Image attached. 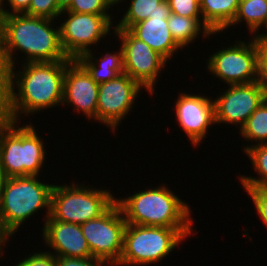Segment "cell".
Returning <instances> with one entry per match:
<instances>
[{
	"label": "cell",
	"mask_w": 267,
	"mask_h": 266,
	"mask_svg": "<svg viewBox=\"0 0 267 266\" xmlns=\"http://www.w3.org/2000/svg\"><path fill=\"white\" fill-rule=\"evenodd\" d=\"M70 61L26 62L18 73L12 66L7 120L18 123L20 114L27 116L62 104L64 75Z\"/></svg>",
	"instance_id": "obj_1"
},
{
	"label": "cell",
	"mask_w": 267,
	"mask_h": 266,
	"mask_svg": "<svg viewBox=\"0 0 267 266\" xmlns=\"http://www.w3.org/2000/svg\"><path fill=\"white\" fill-rule=\"evenodd\" d=\"M52 22L25 13L0 15V36L11 67L17 63L13 54L18 50L25 53L27 63L72 60L62 48L59 26L52 28Z\"/></svg>",
	"instance_id": "obj_2"
},
{
	"label": "cell",
	"mask_w": 267,
	"mask_h": 266,
	"mask_svg": "<svg viewBox=\"0 0 267 266\" xmlns=\"http://www.w3.org/2000/svg\"><path fill=\"white\" fill-rule=\"evenodd\" d=\"M164 185L115 199L127 224L192 228L189 205Z\"/></svg>",
	"instance_id": "obj_3"
},
{
	"label": "cell",
	"mask_w": 267,
	"mask_h": 266,
	"mask_svg": "<svg viewBox=\"0 0 267 266\" xmlns=\"http://www.w3.org/2000/svg\"><path fill=\"white\" fill-rule=\"evenodd\" d=\"M43 144L32 124L0 122V166L6 177L38 176L46 158Z\"/></svg>",
	"instance_id": "obj_4"
},
{
	"label": "cell",
	"mask_w": 267,
	"mask_h": 266,
	"mask_svg": "<svg viewBox=\"0 0 267 266\" xmlns=\"http://www.w3.org/2000/svg\"><path fill=\"white\" fill-rule=\"evenodd\" d=\"M193 228H167L126 224L123 252L115 266H137L160 262L185 239Z\"/></svg>",
	"instance_id": "obj_5"
},
{
	"label": "cell",
	"mask_w": 267,
	"mask_h": 266,
	"mask_svg": "<svg viewBox=\"0 0 267 266\" xmlns=\"http://www.w3.org/2000/svg\"><path fill=\"white\" fill-rule=\"evenodd\" d=\"M54 185L42 183L38 176L7 178L0 201V212L6 228L14 234L21 224L40 208H46V218L50 216L51 194Z\"/></svg>",
	"instance_id": "obj_6"
},
{
	"label": "cell",
	"mask_w": 267,
	"mask_h": 266,
	"mask_svg": "<svg viewBox=\"0 0 267 266\" xmlns=\"http://www.w3.org/2000/svg\"><path fill=\"white\" fill-rule=\"evenodd\" d=\"M83 185H54L51 194V211L46 220H58L81 225L104 214L114 203L109 190Z\"/></svg>",
	"instance_id": "obj_7"
},
{
	"label": "cell",
	"mask_w": 267,
	"mask_h": 266,
	"mask_svg": "<svg viewBox=\"0 0 267 266\" xmlns=\"http://www.w3.org/2000/svg\"><path fill=\"white\" fill-rule=\"evenodd\" d=\"M253 39V40H252ZM234 42L209 57L208 71L228 85L248 84L262 80L257 44L252 38ZM251 41V42H250Z\"/></svg>",
	"instance_id": "obj_8"
},
{
	"label": "cell",
	"mask_w": 267,
	"mask_h": 266,
	"mask_svg": "<svg viewBox=\"0 0 267 266\" xmlns=\"http://www.w3.org/2000/svg\"><path fill=\"white\" fill-rule=\"evenodd\" d=\"M124 216L115 202L100 217L82 223L81 229L86 238L92 257L100 258L115 266L123 252Z\"/></svg>",
	"instance_id": "obj_9"
},
{
	"label": "cell",
	"mask_w": 267,
	"mask_h": 266,
	"mask_svg": "<svg viewBox=\"0 0 267 266\" xmlns=\"http://www.w3.org/2000/svg\"><path fill=\"white\" fill-rule=\"evenodd\" d=\"M68 14L59 26L60 41L68 58L76 60L79 56L90 51V46L99 44L100 40L110 34L111 15H95L75 13L64 10L61 14Z\"/></svg>",
	"instance_id": "obj_10"
},
{
	"label": "cell",
	"mask_w": 267,
	"mask_h": 266,
	"mask_svg": "<svg viewBox=\"0 0 267 266\" xmlns=\"http://www.w3.org/2000/svg\"><path fill=\"white\" fill-rule=\"evenodd\" d=\"M121 39L124 59V73L137 81L149 94L154 93L155 83L161 69L168 62L144 41L136 38L127 29H113Z\"/></svg>",
	"instance_id": "obj_11"
},
{
	"label": "cell",
	"mask_w": 267,
	"mask_h": 266,
	"mask_svg": "<svg viewBox=\"0 0 267 266\" xmlns=\"http://www.w3.org/2000/svg\"><path fill=\"white\" fill-rule=\"evenodd\" d=\"M228 87L223 95L213 100L215 124L231 123L241 129L267 98V83L260 80Z\"/></svg>",
	"instance_id": "obj_12"
},
{
	"label": "cell",
	"mask_w": 267,
	"mask_h": 266,
	"mask_svg": "<svg viewBox=\"0 0 267 266\" xmlns=\"http://www.w3.org/2000/svg\"><path fill=\"white\" fill-rule=\"evenodd\" d=\"M143 87L128 74L99 84L97 97V120L112 129L113 133L122 119L133 108L135 98Z\"/></svg>",
	"instance_id": "obj_13"
},
{
	"label": "cell",
	"mask_w": 267,
	"mask_h": 266,
	"mask_svg": "<svg viewBox=\"0 0 267 266\" xmlns=\"http://www.w3.org/2000/svg\"><path fill=\"white\" fill-rule=\"evenodd\" d=\"M176 120L193 146L206 138L210 125L215 124L213 101L205 96L179 94L175 105Z\"/></svg>",
	"instance_id": "obj_14"
},
{
	"label": "cell",
	"mask_w": 267,
	"mask_h": 266,
	"mask_svg": "<svg viewBox=\"0 0 267 266\" xmlns=\"http://www.w3.org/2000/svg\"><path fill=\"white\" fill-rule=\"evenodd\" d=\"M98 88L87 70L77 60H71L64 75L62 104H71L75 111L97 120Z\"/></svg>",
	"instance_id": "obj_15"
},
{
	"label": "cell",
	"mask_w": 267,
	"mask_h": 266,
	"mask_svg": "<svg viewBox=\"0 0 267 266\" xmlns=\"http://www.w3.org/2000/svg\"><path fill=\"white\" fill-rule=\"evenodd\" d=\"M46 246L53 249L55 257L90 258L91 251L81 226L58 220H45L42 229Z\"/></svg>",
	"instance_id": "obj_16"
},
{
	"label": "cell",
	"mask_w": 267,
	"mask_h": 266,
	"mask_svg": "<svg viewBox=\"0 0 267 266\" xmlns=\"http://www.w3.org/2000/svg\"><path fill=\"white\" fill-rule=\"evenodd\" d=\"M171 13H156L149 18L134 24L129 31L139 40L144 41L155 52L167 61L181 47L172 38L168 28V17Z\"/></svg>",
	"instance_id": "obj_17"
},
{
	"label": "cell",
	"mask_w": 267,
	"mask_h": 266,
	"mask_svg": "<svg viewBox=\"0 0 267 266\" xmlns=\"http://www.w3.org/2000/svg\"><path fill=\"white\" fill-rule=\"evenodd\" d=\"M93 56L94 55L90 50L86 54L79 56L76 60L87 70L96 83L100 84L110 81L124 73V59L121 45L120 50L117 53L107 52V54L102 55L100 60ZM95 61L97 63H95Z\"/></svg>",
	"instance_id": "obj_18"
},
{
	"label": "cell",
	"mask_w": 267,
	"mask_h": 266,
	"mask_svg": "<svg viewBox=\"0 0 267 266\" xmlns=\"http://www.w3.org/2000/svg\"><path fill=\"white\" fill-rule=\"evenodd\" d=\"M241 0H202L203 22L214 32L226 29L234 20Z\"/></svg>",
	"instance_id": "obj_19"
},
{
	"label": "cell",
	"mask_w": 267,
	"mask_h": 266,
	"mask_svg": "<svg viewBox=\"0 0 267 266\" xmlns=\"http://www.w3.org/2000/svg\"><path fill=\"white\" fill-rule=\"evenodd\" d=\"M167 21L172 38L181 48L192 43L200 35L201 31L204 33L202 36H207V38L212 34H217L201 18L184 17L171 13Z\"/></svg>",
	"instance_id": "obj_20"
},
{
	"label": "cell",
	"mask_w": 267,
	"mask_h": 266,
	"mask_svg": "<svg viewBox=\"0 0 267 266\" xmlns=\"http://www.w3.org/2000/svg\"><path fill=\"white\" fill-rule=\"evenodd\" d=\"M119 0L116 4H119ZM124 1V0H123ZM130 5L120 22L113 29L129 30L134 24L149 18L156 13H171L167 0H130Z\"/></svg>",
	"instance_id": "obj_21"
},
{
	"label": "cell",
	"mask_w": 267,
	"mask_h": 266,
	"mask_svg": "<svg viewBox=\"0 0 267 266\" xmlns=\"http://www.w3.org/2000/svg\"><path fill=\"white\" fill-rule=\"evenodd\" d=\"M246 21L249 32L257 34L259 29L266 25L267 0H241L234 20L228 26Z\"/></svg>",
	"instance_id": "obj_22"
},
{
	"label": "cell",
	"mask_w": 267,
	"mask_h": 266,
	"mask_svg": "<svg viewBox=\"0 0 267 266\" xmlns=\"http://www.w3.org/2000/svg\"><path fill=\"white\" fill-rule=\"evenodd\" d=\"M244 152L251 160L259 178L241 175L240 182L244 188L267 187V143L244 147Z\"/></svg>",
	"instance_id": "obj_23"
},
{
	"label": "cell",
	"mask_w": 267,
	"mask_h": 266,
	"mask_svg": "<svg viewBox=\"0 0 267 266\" xmlns=\"http://www.w3.org/2000/svg\"><path fill=\"white\" fill-rule=\"evenodd\" d=\"M240 132L245 140H254L255 145L267 143V98L250 115Z\"/></svg>",
	"instance_id": "obj_24"
},
{
	"label": "cell",
	"mask_w": 267,
	"mask_h": 266,
	"mask_svg": "<svg viewBox=\"0 0 267 266\" xmlns=\"http://www.w3.org/2000/svg\"><path fill=\"white\" fill-rule=\"evenodd\" d=\"M115 4L114 0H72L66 10L75 13L110 15L109 8Z\"/></svg>",
	"instance_id": "obj_25"
},
{
	"label": "cell",
	"mask_w": 267,
	"mask_h": 266,
	"mask_svg": "<svg viewBox=\"0 0 267 266\" xmlns=\"http://www.w3.org/2000/svg\"><path fill=\"white\" fill-rule=\"evenodd\" d=\"M61 12L62 10L59 8L57 0H32L29 8L24 13L54 20L61 15Z\"/></svg>",
	"instance_id": "obj_26"
},
{
	"label": "cell",
	"mask_w": 267,
	"mask_h": 266,
	"mask_svg": "<svg viewBox=\"0 0 267 266\" xmlns=\"http://www.w3.org/2000/svg\"><path fill=\"white\" fill-rule=\"evenodd\" d=\"M171 13L190 18L202 16L200 4L195 0H167Z\"/></svg>",
	"instance_id": "obj_27"
},
{
	"label": "cell",
	"mask_w": 267,
	"mask_h": 266,
	"mask_svg": "<svg viewBox=\"0 0 267 266\" xmlns=\"http://www.w3.org/2000/svg\"><path fill=\"white\" fill-rule=\"evenodd\" d=\"M244 189L253 200L258 216L267 227V187Z\"/></svg>",
	"instance_id": "obj_28"
},
{
	"label": "cell",
	"mask_w": 267,
	"mask_h": 266,
	"mask_svg": "<svg viewBox=\"0 0 267 266\" xmlns=\"http://www.w3.org/2000/svg\"><path fill=\"white\" fill-rule=\"evenodd\" d=\"M14 266H56V257L49 251H40V253H34L29 255L28 258L18 261V264Z\"/></svg>",
	"instance_id": "obj_29"
},
{
	"label": "cell",
	"mask_w": 267,
	"mask_h": 266,
	"mask_svg": "<svg viewBox=\"0 0 267 266\" xmlns=\"http://www.w3.org/2000/svg\"><path fill=\"white\" fill-rule=\"evenodd\" d=\"M108 266V262L96 257H56V266Z\"/></svg>",
	"instance_id": "obj_30"
},
{
	"label": "cell",
	"mask_w": 267,
	"mask_h": 266,
	"mask_svg": "<svg viewBox=\"0 0 267 266\" xmlns=\"http://www.w3.org/2000/svg\"><path fill=\"white\" fill-rule=\"evenodd\" d=\"M253 38L258 47L260 75L267 82V34H254Z\"/></svg>",
	"instance_id": "obj_31"
},
{
	"label": "cell",
	"mask_w": 267,
	"mask_h": 266,
	"mask_svg": "<svg viewBox=\"0 0 267 266\" xmlns=\"http://www.w3.org/2000/svg\"><path fill=\"white\" fill-rule=\"evenodd\" d=\"M10 76H0V122L7 120L9 110Z\"/></svg>",
	"instance_id": "obj_32"
},
{
	"label": "cell",
	"mask_w": 267,
	"mask_h": 266,
	"mask_svg": "<svg viewBox=\"0 0 267 266\" xmlns=\"http://www.w3.org/2000/svg\"><path fill=\"white\" fill-rule=\"evenodd\" d=\"M11 7L10 11L1 8L0 15H9L15 13H24L28 8L32 0H7Z\"/></svg>",
	"instance_id": "obj_33"
},
{
	"label": "cell",
	"mask_w": 267,
	"mask_h": 266,
	"mask_svg": "<svg viewBox=\"0 0 267 266\" xmlns=\"http://www.w3.org/2000/svg\"><path fill=\"white\" fill-rule=\"evenodd\" d=\"M0 76H11V65L7 59L0 36Z\"/></svg>",
	"instance_id": "obj_34"
},
{
	"label": "cell",
	"mask_w": 267,
	"mask_h": 266,
	"mask_svg": "<svg viewBox=\"0 0 267 266\" xmlns=\"http://www.w3.org/2000/svg\"><path fill=\"white\" fill-rule=\"evenodd\" d=\"M10 236H12V234L6 228V226L4 225V222H3V219H2V215H1V212H0V257H1V255H3V251L1 249L4 246H6L5 244H7L6 242L10 239ZM1 246H3V247H1Z\"/></svg>",
	"instance_id": "obj_35"
},
{
	"label": "cell",
	"mask_w": 267,
	"mask_h": 266,
	"mask_svg": "<svg viewBox=\"0 0 267 266\" xmlns=\"http://www.w3.org/2000/svg\"><path fill=\"white\" fill-rule=\"evenodd\" d=\"M6 179H7V177H6L2 167L0 166V201H1L2 191H3V187H4V183H5Z\"/></svg>",
	"instance_id": "obj_36"
},
{
	"label": "cell",
	"mask_w": 267,
	"mask_h": 266,
	"mask_svg": "<svg viewBox=\"0 0 267 266\" xmlns=\"http://www.w3.org/2000/svg\"><path fill=\"white\" fill-rule=\"evenodd\" d=\"M71 2L72 0H57L58 6L62 11L66 10L70 6Z\"/></svg>",
	"instance_id": "obj_37"
},
{
	"label": "cell",
	"mask_w": 267,
	"mask_h": 266,
	"mask_svg": "<svg viewBox=\"0 0 267 266\" xmlns=\"http://www.w3.org/2000/svg\"><path fill=\"white\" fill-rule=\"evenodd\" d=\"M3 1H5V0H0V9L4 7V6H3V5H4ZM2 4H3V5H2Z\"/></svg>",
	"instance_id": "obj_38"
},
{
	"label": "cell",
	"mask_w": 267,
	"mask_h": 266,
	"mask_svg": "<svg viewBox=\"0 0 267 266\" xmlns=\"http://www.w3.org/2000/svg\"><path fill=\"white\" fill-rule=\"evenodd\" d=\"M196 2H198L199 4H201L202 3V0H195Z\"/></svg>",
	"instance_id": "obj_39"
}]
</instances>
